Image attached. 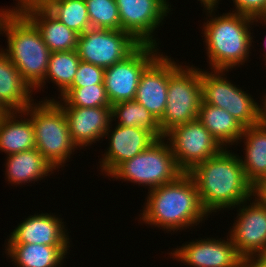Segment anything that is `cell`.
I'll list each match as a JSON object with an SVG mask.
<instances>
[{
  "label": "cell",
  "mask_w": 266,
  "mask_h": 267,
  "mask_svg": "<svg viewBox=\"0 0 266 267\" xmlns=\"http://www.w3.org/2000/svg\"><path fill=\"white\" fill-rule=\"evenodd\" d=\"M188 173L197 185L201 204L208 215L234 209L252 197V184L246 178L239 155L227 148L200 162Z\"/></svg>",
  "instance_id": "6da1fadb"
},
{
  "label": "cell",
  "mask_w": 266,
  "mask_h": 267,
  "mask_svg": "<svg viewBox=\"0 0 266 267\" xmlns=\"http://www.w3.org/2000/svg\"><path fill=\"white\" fill-rule=\"evenodd\" d=\"M146 199L139 221L166 232L187 230L209 218L189 173L184 172L173 182L148 190Z\"/></svg>",
  "instance_id": "7a4b0ae2"
},
{
  "label": "cell",
  "mask_w": 266,
  "mask_h": 267,
  "mask_svg": "<svg viewBox=\"0 0 266 267\" xmlns=\"http://www.w3.org/2000/svg\"><path fill=\"white\" fill-rule=\"evenodd\" d=\"M217 8H203L207 13L206 16L208 15L205 18L207 21L202 26L207 62L211 70L231 71L243 65L251 56L249 55L252 49L250 47H253L251 27L255 24V18L231 11L222 15L218 14L216 17Z\"/></svg>",
  "instance_id": "3957f363"
},
{
  "label": "cell",
  "mask_w": 266,
  "mask_h": 267,
  "mask_svg": "<svg viewBox=\"0 0 266 267\" xmlns=\"http://www.w3.org/2000/svg\"><path fill=\"white\" fill-rule=\"evenodd\" d=\"M3 33L7 48L2 50L34 90L45 78L51 53L40 31L25 14H6L0 28Z\"/></svg>",
  "instance_id": "277c9868"
},
{
  "label": "cell",
  "mask_w": 266,
  "mask_h": 267,
  "mask_svg": "<svg viewBox=\"0 0 266 267\" xmlns=\"http://www.w3.org/2000/svg\"><path fill=\"white\" fill-rule=\"evenodd\" d=\"M30 117L36 149L55 169L66 166L75 150L63 109L54 100L33 102L24 110Z\"/></svg>",
  "instance_id": "5b68a950"
},
{
  "label": "cell",
  "mask_w": 266,
  "mask_h": 267,
  "mask_svg": "<svg viewBox=\"0 0 266 267\" xmlns=\"http://www.w3.org/2000/svg\"><path fill=\"white\" fill-rule=\"evenodd\" d=\"M167 105L159 120L165 135L177 125L195 120L203 101L200 68L183 66L169 58Z\"/></svg>",
  "instance_id": "8992f818"
},
{
  "label": "cell",
  "mask_w": 266,
  "mask_h": 267,
  "mask_svg": "<svg viewBox=\"0 0 266 267\" xmlns=\"http://www.w3.org/2000/svg\"><path fill=\"white\" fill-rule=\"evenodd\" d=\"M184 173L177 165L171 146L166 139H157L146 150L121 163L109 177L130 181L151 190L171 183Z\"/></svg>",
  "instance_id": "52a82bcc"
},
{
  "label": "cell",
  "mask_w": 266,
  "mask_h": 267,
  "mask_svg": "<svg viewBox=\"0 0 266 267\" xmlns=\"http://www.w3.org/2000/svg\"><path fill=\"white\" fill-rule=\"evenodd\" d=\"M203 70V71H202ZM229 70L200 69L203 102L225 109L244 127L259 123V103L227 79ZM226 76V77H225Z\"/></svg>",
  "instance_id": "ba28073f"
},
{
  "label": "cell",
  "mask_w": 266,
  "mask_h": 267,
  "mask_svg": "<svg viewBox=\"0 0 266 267\" xmlns=\"http://www.w3.org/2000/svg\"><path fill=\"white\" fill-rule=\"evenodd\" d=\"M141 44L124 30L89 28L78 36L80 61L104 69L126 59Z\"/></svg>",
  "instance_id": "9c48e42d"
},
{
  "label": "cell",
  "mask_w": 266,
  "mask_h": 267,
  "mask_svg": "<svg viewBox=\"0 0 266 267\" xmlns=\"http://www.w3.org/2000/svg\"><path fill=\"white\" fill-rule=\"evenodd\" d=\"M164 138L171 146L178 167L185 173L223 149L198 119L175 126Z\"/></svg>",
  "instance_id": "30bf717a"
},
{
  "label": "cell",
  "mask_w": 266,
  "mask_h": 267,
  "mask_svg": "<svg viewBox=\"0 0 266 267\" xmlns=\"http://www.w3.org/2000/svg\"><path fill=\"white\" fill-rule=\"evenodd\" d=\"M159 46L141 44L126 59L104 70V88L111 105L135 100L144 70L161 54Z\"/></svg>",
  "instance_id": "8fae6325"
},
{
  "label": "cell",
  "mask_w": 266,
  "mask_h": 267,
  "mask_svg": "<svg viewBox=\"0 0 266 267\" xmlns=\"http://www.w3.org/2000/svg\"><path fill=\"white\" fill-rule=\"evenodd\" d=\"M121 30L132 35L140 44L159 45L155 30L162 26L172 11L168 0H115ZM170 3V4H169ZM154 34V35H153ZM158 44V45H157Z\"/></svg>",
  "instance_id": "7c38bea8"
},
{
  "label": "cell",
  "mask_w": 266,
  "mask_h": 267,
  "mask_svg": "<svg viewBox=\"0 0 266 267\" xmlns=\"http://www.w3.org/2000/svg\"><path fill=\"white\" fill-rule=\"evenodd\" d=\"M237 208V219L234 220L228 234L238 254L243 259L252 255L266 254V207L254 197H250Z\"/></svg>",
  "instance_id": "4fadbf2b"
},
{
  "label": "cell",
  "mask_w": 266,
  "mask_h": 267,
  "mask_svg": "<svg viewBox=\"0 0 266 267\" xmlns=\"http://www.w3.org/2000/svg\"><path fill=\"white\" fill-rule=\"evenodd\" d=\"M227 239H196L183 243L169 255L190 267H242L243 258L238 254L230 236Z\"/></svg>",
  "instance_id": "5bb4252c"
},
{
  "label": "cell",
  "mask_w": 266,
  "mask_h": 267,
  "mask_svg": "<svg viewBox=\"0 0 266 267\" xmlns=\"http://www.w3.org/2000/svg\"><path fill=\"white\" fill-rule=\"evenodd\" d=\"M112 128L110 124L105 133L104 138L110 140L109 146L98 162L103 176H109L121 163L140 154L157 140L150 131L141 127L116 124L115 128Z\"/></svg>",
  "instance_id": "9a60e30c"
},
{
  "label": "cell",
  "mask_w": 266,
  "mask_h": 267,
  "mask_svg": "<svg viewBox=\"0 0 266 267\" xmlns=\"http://www.w3.org/2000/svg\"><path fill=\"white\" fill-rule=\"evenodd\" d=\"M62 220L63 218L53 213L42 212L29 215L17 225L5 242L6 244L70 246L69 232Z\"/></svg>",
  "instance_id": "2e32d148"
},
{
  "label": "cell",
  "mask_w": 266,
  "mask_h": 267,
  "mask_svg": "<svg viewBox=\"0 0 266 267\" xmlns=\"http://www.w3.org/2000/svg\"><path fill=\"white\" fill-rule=\"evenodd\" d=\"M73 143L81 150L100 141L112 123L111 107H61Z\"/></svg>",
  "instance_id": "e0dca14e"
},
{
  "label": "cell",
  "mask_w": 266,
  "mask_h": 267,
  "mask_svg": "<svg viewBox=\"0 0 266 267\" xmlns=\"http://www.w3.org/2000/svg\"><path fill=\"white\" fill-rule=\"evenodd\" d=\"M168 84L169 56L162 52L141 74L135 97L158 121L166 109Z\"/></svg>",
  "instance_id": "ac0fdd59"
},
{
  "label": "cell",
  "mask_w": 266,
  "mask_h": 267,
  "mask_svg": "<svg viewBox=\"0 0 266 267\" xmlns=\"http://www.w3.org/2000/svg\"><path fill=\"white\" fill-rule=\"evenodd\" d=\"M33 90L0 48V106L5 112L24 111L33 102Z\"/></svg>",
  "instance_id": "d6986e66"
},
{
  "label": "cell",
  "mask_w": 266,
  "mask_h": 267,
  "mask_svg": "<svg viewBox=\"0 0 266 267\" xmlns=\"http://www.w3.org/2000/svg\"><path fill=\"white\" fill-rule=\"evenodd\" d=\"M26 117L24 111H10L0 118V151L7 156L36 148L34 128Z\"/></svg>",
  "instance_id": "ffe728a7"
},
{
  "label": "cell",
  "mask_w": 266,
  "mask_h": 267,
  "mask_svg": "<svg viewBox=\"0 0 266 267\" xmlns=\"http://www.w3.org/2000/svg\"><path fill=\"white\" fill-rule=\"evenodd\" d=\"M6 158L5 179L8 184L22 186L32 181L35 183L52 175L55 170L36 148L11 154Z\"/></svg>",
  "instance_id": "44dd1931"
},
{
  "label": "cell",
  "mask_w": 266,
  "mask_h": 267,
  "mask_svg": "<svg viewBox=\"0 0 266 267\" xmlns=\"http://www.w3.org/2000/svg\"><path fill=\"white\" fill-rule=\"evenodd\" d=\"M71 246L5 244V254L17 267H62Z\"/></svg>",
  "instance_id": "7402d4cb"
},
{
  "label": "cell",
  "mask_w": 266,
  "mask_h": 267,
  "mask_svg": "<svg viewBox=\"0 0 266 267\" xmlns=\"http://www.w3.org/2000/svg\"><path fill=\"white\" fill-rule=\"evenodd\" d=\"M25 15L38 28L51 53L77 50L79 34L68 28L46 8L33 9Z\"/></svg>",
  "instance_id": "603a6c76"
},
{
  "label": "cell",
  "mask_w": 266,
  "mask_h": 267,
  "mask_svg": "<svg viewBox=\"0 0 266 267\" xmlns=\"http://www.w3.org/2000/svg\"><path fill=\"white\" fill-rule=\"evenodd\" d=\"M242 140L245 156L239 157L247 180L254 185L266 177V128L261 123L245 127L239 141Z\"/></svg>",
  "instance_id": "cb8c5ba5"
},
{
  "label": "cell",
  "mask_w": 266,
  "mask_h": 267,
  "mask_svg": "<svg viewBox=\"0 0 266 267\" xmlns=\"http://www.w3.org/2000/svg\"><path fill=\"white\" fill-rule=\"evenodd\" d=\"M197 119L223 148L240 144L239 139L245 127L225 109L202 101Z\"/></svg>",
  "instance_id": "d4e9b609"
},
{
  "label": "cell",
  "mask_w": 266,
  "mask_h": 267,
  "mask_svg": "<svg viewBox=\"0 0 266 267\" xmlns=\"http://www.w3.org/2000/svg\"><path fill=\"white\" fill-rule=\"evenodd\" d=\"M77 50L50 53L47 73L44 80L33 90L44 89L49 80L57 85L60 97L71 85L79 66ZM44 86V87H43Z\"/></svg>",
  "instance_id": "484cf974"
},
{
  "label": "cell",
  "mask_w": 266,
  "mask_h": 267,
  "mask_svg": "<svg viewBox=\"0 0 266 267\" xmlns=\"http://www.w3.org/2000/svg\"><path fill=\"white\" fill-rule=\"evenodd\" d=\"M112 122L127 127H141L150 131L157 139L165 135L159 121L136 100H128L111 105ZM118 119V120H116Z\"/></svg>",
  "instance_id": "4316f807"
},
{
  "label": "cell",
  "mask_w": 266,
  "mask_h": 267,
  "mask_svg": "<svg viewBox=\"0 0 266 267\" xmlns=\"http://www.w3.org/2000/svg\"><path fill=\"white\" fill-rule=\"evenodd\" d=\"M46 9L79 35L91 28L85 0H52Z\"/></svg>",
  "instance_id": "83f0119b"
},
{
  "label": "cell",
  "mask_w": 266,
  "mask_h": 267,
  "mask_svg": "<svg viewBox=\"0 0 266 267\" xmlns=\"http://www.w3.org/2000/svg\"><path fill=\"white\" fill-rule=\"evenodd\" d=\"M45 98V100H54L60 107H111L104 84L68 88L61 97H58V99H61L60 101L53 97H51L52 99Z\"/></svg>",
  "instance_id": "f1b7e54d"
},
{
  "label": "cell",
  "mask_w": 266,
  "mask_h": 267,
  "mask_svg": "<svg viewBox=\"0 0 266 267\" xmlns=\"http://www.w3.org/2000/svg\"><path fill=\"white\" fill-rule=\"evenodd\" d=\"M92 28L121 30L115 0H85Z\"/></svg>",
  "instance_id": "f546056e"
},
{
  "label": "cell",
  "mask_w": 266,
  "mask_h": 267,
  "mask_svg": "<svg viewBox=\"0 0 266 267\" xmlns=\"http://www.w3.org/2000/svg\"><path fill=\"white\" fill-rule=\"evenodd\" d=\"M104 70L102 67L80 61L75 78L69 88H82L104 84Z\"/></svg>",
  "instance_id": "4dcf8cb0"
},
{
  "label": "cell",
  "mask_w": 266,
  "mask_h": 267,
  "mask_svg": "<svg viewBox=\"0 0 266 267\" xmlns=\"http://www.w3.org/2000/svg\"><path fill=\"white\" fill-rule=\"evenodd\" d=\"M235 6L232 12L259 18L266 8V0H232Z\"/></svg>",
  "instance_id": "1f68e13d"
},
{
  "label": "cell",
  "mask_w": 266,
  "mask_h": 267,
  "mask_svg": "<svg viewBox=\"0 0 266 267\" xmlns=\"http://www.w3.org/2000/svg\"><path fill=\"white\" fill-rule=\"evenodd\" d=\"M18 3L12 8H4L6 14H26L28 11L46 8L52 0H15Z\"/></svg>",
  "instance_id": "d6a6232c"
},
{
  "label": "cell",
  "mask_w": 266,
  "mask_h": 267,
  "mask_svg": "<svg viewBox=\"0 0 266 267\" xmlns=\"http://www.w3.org/2000/svg\"><path fill=\"white\" fill-rule=\"evenodd\" d=\"M252 197L266 207V177L252 185Z\"/></svg>",
  "instance_id": "836d02e7"
},
{
  "label": "cell",
  "mask_w": 266,
  "mask_h": 267,
  "mask_svg": "<svg viewBox=\"0 0 266 267\" xmlns=\"http://www.w3.org/2000/svg\"><path fill=\"white\" fill-rule=\"evenodd\" d=\"M242 267H266V254H257L245 257Z\"/></svg>",
  "instance_id": "e575fe53"
},
{
  "label": "cell",
  "mask_w": 266,
  "mask_h": 267,
  "mask_svg": "<svg viewBox=\"0 0 266 267\" xmlns=\"http://www.w3.org/2000/svg\"><path fill=\"white\" fill-rule=\"evenodd\" d=\"M260 102H262L263 105L260 104L259 107V123H261L266 128V93L262 97Z\"/></svg>",
  "instance_id": "d590c367"
},
{
  "label": "cell",
  "mask_w": 266,
  "mask_h": 267,
  "mask_svg": "<svg viewBox=\"0 0 266 267\" xmlns=\"http://www.w3.org/2000/svg\"><path fill=\"white\" fill-rule=\"evenodd\" d=\"M201 3V7L203 5V8L206 7H218L217 5L220 4V0H198Z\"/></svg>",
  "instance_id": "8d00e7d4"
},
{
  "label": "cell",
  "mask_w": 266,
  "mask_h": 267,
  "mask_svg": "<svg viewBox=\"0 0 266 267\" xmlns=\"http://www.w3.org/2000/svg\"><path fill=\"white\" fill-rule=\"evenodd\" d=\"M254 22L256 23L255 24V26L257 25V23H260V24H263L262 26H264V25H266V19H259V18H256L255 20H254ZM266 37V36H265ZM264 44H265V49H266V38H265V40H264ZM264 54H265V58H264V60L266 61V52L264 51ZM266 63V62H265ZM266 65V64H265Z\"/></svg>",
  "instance_id": "74e56055"
},
{
  "label": "cell",
  "mask_w": 266,
  "mask_h": 267,
  "mask_svg": "<svg viewBox=\"0 0 266 267\" xmlns=\"http://www.w3.org/2000/svg\"><path fill=\"white\" fill-rule=\"evenodd\" d=\"M259 19H266V8H265V12L259 17Z\"/></svg>",
  "instance_id": "f35d334b"
},
{
  "label": "cell",
  "mask_w": 266,
  "mask_h": 267,
  "mask_svg": "<svg viewBox=\"0 0 266 267\" xmlns=\"http://www.w3.org/2000/svg\"><path fill=\"white\" fill-rule=\"evenodd\" d=\"M5 113V111L1 108V106H0V118H1V116L3 115Z\"/></svg>",
  "instance_id": "ab89813d"
}]
</instances>
